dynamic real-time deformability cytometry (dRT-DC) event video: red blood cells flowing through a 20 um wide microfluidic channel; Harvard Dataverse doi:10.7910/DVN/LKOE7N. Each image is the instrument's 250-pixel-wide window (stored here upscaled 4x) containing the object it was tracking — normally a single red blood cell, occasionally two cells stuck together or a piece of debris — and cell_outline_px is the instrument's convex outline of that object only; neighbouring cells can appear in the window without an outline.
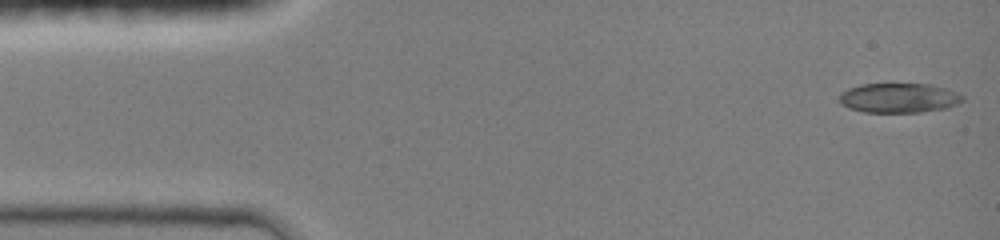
{"species": "common noctule bat (a hibernating species)", "species_latin": "Nyctalus noctula", "temperature_condition": "room temperature", "stored_images_in_passage": 7, "camera_frame_rate_fps": 3000, "um_per_image_px": 0.085, "animal": {"sex": "female", "body_mass_g": 19.0, "forearm_length_mm": 51.5}, "frame": {"image": 1, "passage_image": 1, "time_ms": 0.0, "image_size_px": [1000, 240], "cell_outline_px": [[964, 100], [948, 108], [920, 112], [864, 112], [848, 108], [840, 104], [840, 92], [848, 88], [860, 84], [928, 84], [944, 88], [956, 92], [964, 96]], "centroid_in_image_um": [76.38, 8.33], "position_along_channel_um": 8.6, "area_um2": 21.33}}